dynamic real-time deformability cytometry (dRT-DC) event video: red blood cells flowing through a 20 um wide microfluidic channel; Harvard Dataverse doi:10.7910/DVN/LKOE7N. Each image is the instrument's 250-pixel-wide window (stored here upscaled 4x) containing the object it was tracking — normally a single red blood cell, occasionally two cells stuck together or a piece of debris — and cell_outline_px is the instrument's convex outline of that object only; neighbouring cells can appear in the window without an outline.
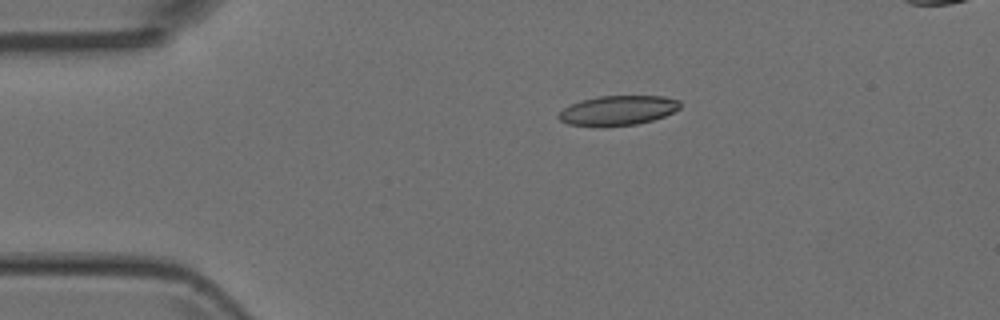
{"species": "Egyptian fruit bat (a non-hibernating species)", "species_latin": "Rousettus aegyptiacus", "temperature_condition": "room temperature", "stored_images_in_passage": 2, "camera_frame_rate_fps": 3000, "um_per_image_px": 0.085, "animal": {"sex": "female"}, "frame": {"image": 1, "passage_image": 1, "time_ms": 0.0, "image_size_px": [1000, 320], "cell_outline_px": [[680, 108], [664, 116], [652, 120], [636, 124], [600, 128], [568, 124], [560, 120], [556, 116], [564, 108], [580, 100], [600, 96], [664, 96], [680, 100]], "centroid_in_image_um": [52.49, 9.4], "position_along_channel_um": 32.5, "area_um2": 21.27}}